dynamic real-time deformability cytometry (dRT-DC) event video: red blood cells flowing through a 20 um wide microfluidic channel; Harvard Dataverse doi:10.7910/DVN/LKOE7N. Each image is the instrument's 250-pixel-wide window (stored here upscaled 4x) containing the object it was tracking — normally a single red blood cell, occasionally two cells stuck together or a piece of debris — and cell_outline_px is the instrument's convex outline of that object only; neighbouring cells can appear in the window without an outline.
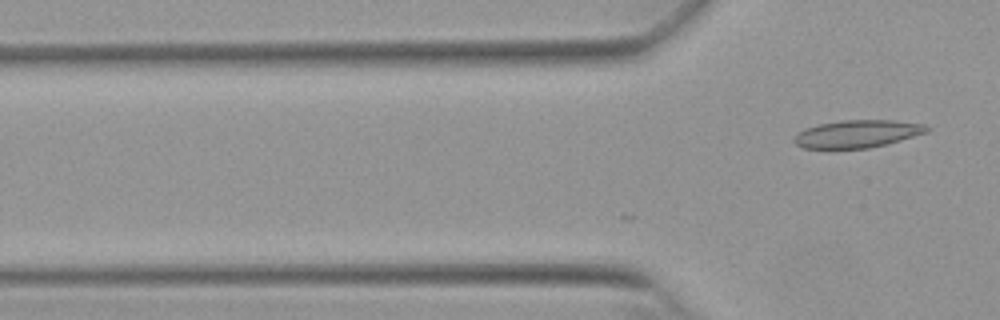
{"species": "Egyptian fruit bat (a non-hibernating species)", "species_latin": "Rousettus aegyptiacus", "temperature_condition": "warm", "stored_images_in_passage": 15, "camera_frame_rate_fps": 3000, "um_per_image_px": 0.085, "animal": {"sex": "female"}, "frame": {"image": 1, "passage_image": 15, "time_ms": 4.667, "image_size_px": [1000, 320], "cell_outline_px": [[932, 128], [928, 132], [900, 140], [868, 148], [832, 152], [804, 148], [796, 144], [792, 140], [804, 128], [820, 124], [840, 120], [892, 120], [928, 124]], "centroid_in_image_um": [72.84, 11.42], "position_along_channel_um": 53.0, "area_um2": 22.2}}